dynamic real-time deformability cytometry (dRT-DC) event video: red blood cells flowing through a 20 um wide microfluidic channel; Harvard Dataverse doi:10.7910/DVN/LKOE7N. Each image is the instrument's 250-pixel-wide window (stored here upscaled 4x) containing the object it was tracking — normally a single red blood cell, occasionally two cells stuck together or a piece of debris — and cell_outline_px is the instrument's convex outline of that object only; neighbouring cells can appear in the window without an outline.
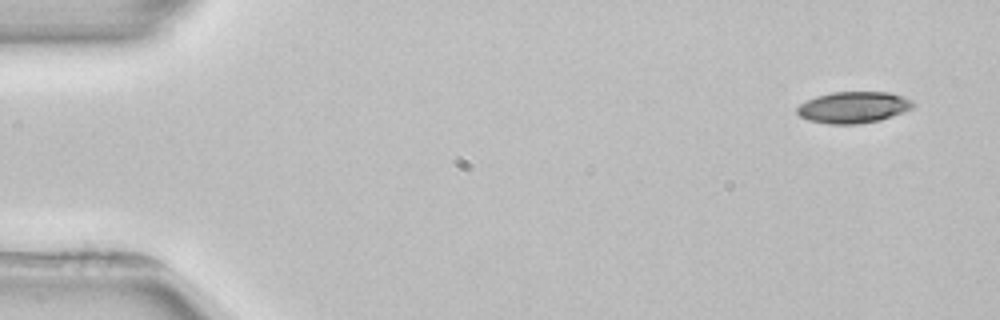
{"species": "common noctule bat (a hibernating species)", "species_latin": "Nyctalus noctula", "temperature_condition": "room temperature", "stored_images_in_passage": 3, "camera_frame_rate_fps": 3000, "um_per_image_px": 0.085, "animal": {"sex": "female", "body_mass_g": 22.7, "forearm_length_mm": 54.2}, "frame": {"image": 1, "passage_image": 1, "time_ms": 0.0, "image_size_px": [1000, 320], "cell_outline_px": [[916, 104], [912, 108], [904, 112], [880, 120], [860, 124], [828, 124], [808, 120], [800, 116], [796, 112], [796, 108], [800, 104], [816, 96], [832, 92], [888, 92], [904, 96], [912, 100]], "centroid_in_image_um": [72.56, 9.12], "position_along_channel_um": 12.4, "area_um2": 21.39}}